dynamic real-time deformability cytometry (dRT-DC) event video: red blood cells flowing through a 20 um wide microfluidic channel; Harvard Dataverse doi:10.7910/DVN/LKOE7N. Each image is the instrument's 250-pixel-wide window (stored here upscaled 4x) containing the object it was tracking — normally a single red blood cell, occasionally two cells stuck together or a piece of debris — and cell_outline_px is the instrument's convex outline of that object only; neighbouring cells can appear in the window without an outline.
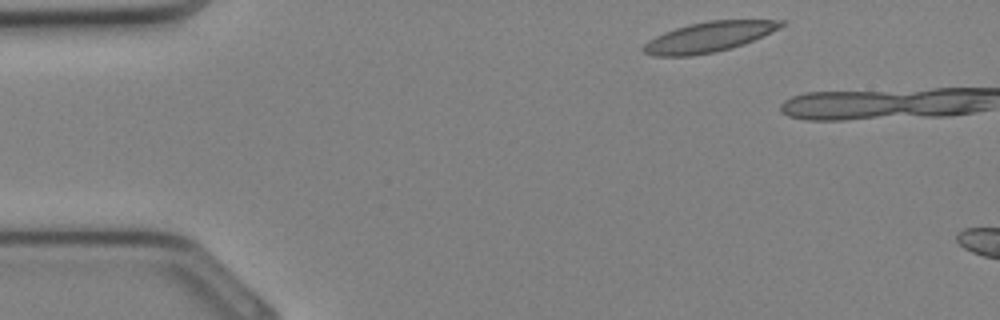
{"species": "Egyptian fruit bat (a non-hibernating species)", "species_latin": "Rousettus aegyptiacus", "temperature_condition": "cold", "stored_images_in_passage": 3, "camera_frame_rate_fps": 3000, "um_per_image_px": 0.085, "animal": {"sex": "female"}, "frame": {"image": 1, "passage_image": 1, "time_ms": 0.0, "image_size_px": [1000, 320], "cell_outline_px": [[784, 24], [744, 44], [732, 48], [716, 52], [692, 56], [656, 56], [644, 52], [640, 48], [648, 40], [664, 32], [688, 24], [708, 20], [784, 20]], "centroid_in_image_um": [60.17, 3.15], "position_along_channel_um": 24.8, "area_um2": 23.93}}